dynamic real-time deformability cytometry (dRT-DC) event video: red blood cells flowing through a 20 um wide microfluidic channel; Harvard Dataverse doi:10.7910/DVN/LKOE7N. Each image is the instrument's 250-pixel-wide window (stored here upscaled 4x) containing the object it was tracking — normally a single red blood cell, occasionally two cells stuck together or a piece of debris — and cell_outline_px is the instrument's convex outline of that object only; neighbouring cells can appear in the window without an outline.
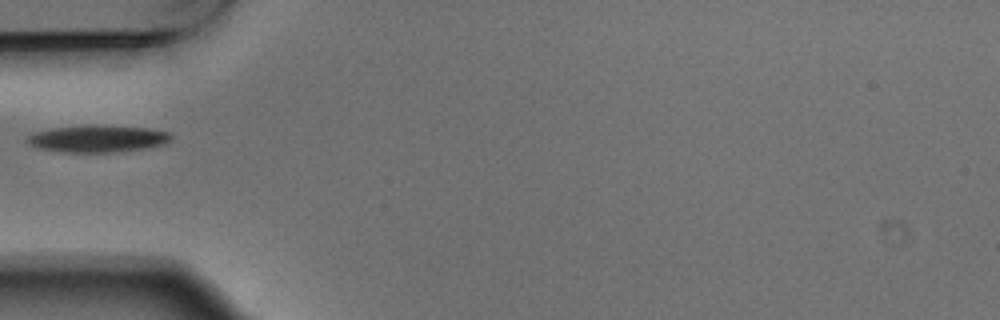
{"species": "Egyptian fruit bat (a non-hibernating species)", "species_latin": "Rousettus aegyptiacus", "temperature_condition": "warm", "stored_images_in_passage": 2, "camera_frame_rate_fps": 3000, "um_per_image_px": 0.085, "animal": {"sex": "male"}, "frame": {"image": 1, "passage_image": 2, "time_ms": 0.333, "image_size_px": [1000, 320], "cell_outline_px": [[172, 140], [168, 144], [144, 148], [116, 152], [64, 152], [40, 148], [28, 144], [24, 140], [32, 132], [52, 128], [88, 124], [148, 128], [172, 132]], "centroid_in_image_um": [8.32, 11.77], "position_along_channel_um": 76.7, "area_um2": 23.06}}